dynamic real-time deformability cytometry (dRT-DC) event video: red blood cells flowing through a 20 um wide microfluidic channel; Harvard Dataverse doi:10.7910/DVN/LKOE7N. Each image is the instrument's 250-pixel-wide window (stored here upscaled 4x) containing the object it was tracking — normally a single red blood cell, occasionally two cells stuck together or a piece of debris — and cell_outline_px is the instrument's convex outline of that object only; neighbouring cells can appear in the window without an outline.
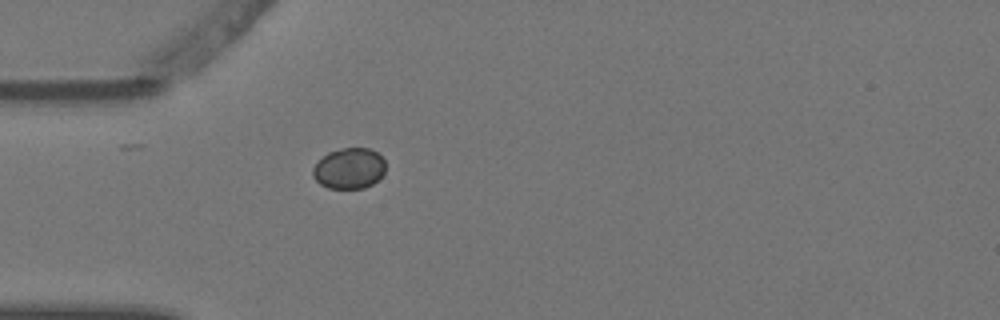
{"species": "Egyptian fruit bat (a non-hibernating species)", "species_latin": "Rousettus aegyptiacus", "temperature_condition": "warm", "stored_images_in_passage": 1, "camera_frame_rate_fps": 3000, "um_per_image_px": 0.085, "animal": {"sex": "female"}, "frame": {"image": 1, "passage_image": 1, "time_ms": 0.0, "image_size_px": [1000, 320], "cell_outline_px": [[384, 172], [372, 184], [364, 188], [328, 188], [320, 184], [312, 176], [312, 168], [328, 152], [344, 148], [368, 148], [376, 152], [384, 160]], "centroid_in_image_um": [29.66, 14.32], "position_along_channel_um": 55.3, "area_um2": 17.05}}